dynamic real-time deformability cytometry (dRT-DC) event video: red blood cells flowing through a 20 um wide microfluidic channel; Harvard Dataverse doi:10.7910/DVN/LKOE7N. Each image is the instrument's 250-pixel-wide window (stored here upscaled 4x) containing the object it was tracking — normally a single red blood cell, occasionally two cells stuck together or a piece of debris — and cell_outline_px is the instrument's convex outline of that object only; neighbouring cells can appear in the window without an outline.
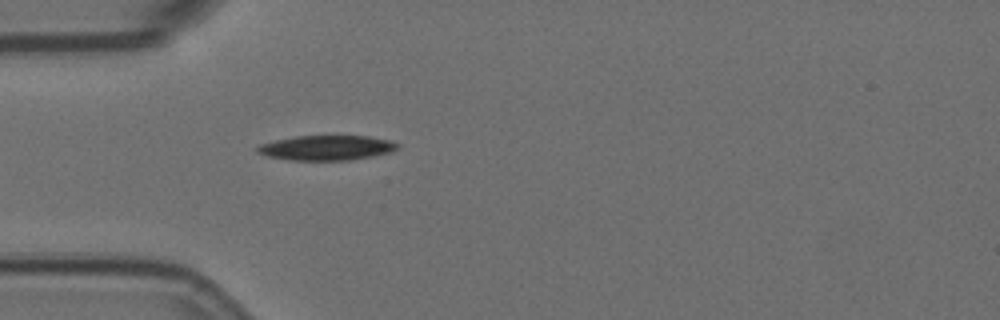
{"species": "Egyptian fruit bat (a non-hibernating species)", "species_latin": "Rousettus aegyptiacus", "temperature_condition": "room temperature", "stored_images_in_passage": 5, "camera_frame_rate_fps": 3000, "um_per_image_px": 0.085, "animal": {"sex": "female"}, "frame": {"image": 1, "passage_image": 5, "time_ms": 1.333, "image_size_px": [1000, 320], "cell_outline_px": [[400, 148], [392, 152], [372, 156], [348, 160], [288, 160], [264, 156], [256, 152], [256, 148], [260, 144], [276, 140], [296, 136], [368, 136], [392, 140], [400, 144]], "centroid_in_image_um": [27.78, 12.56], "position_along_channel_um": 57.2, "area_um2": 20.52}}